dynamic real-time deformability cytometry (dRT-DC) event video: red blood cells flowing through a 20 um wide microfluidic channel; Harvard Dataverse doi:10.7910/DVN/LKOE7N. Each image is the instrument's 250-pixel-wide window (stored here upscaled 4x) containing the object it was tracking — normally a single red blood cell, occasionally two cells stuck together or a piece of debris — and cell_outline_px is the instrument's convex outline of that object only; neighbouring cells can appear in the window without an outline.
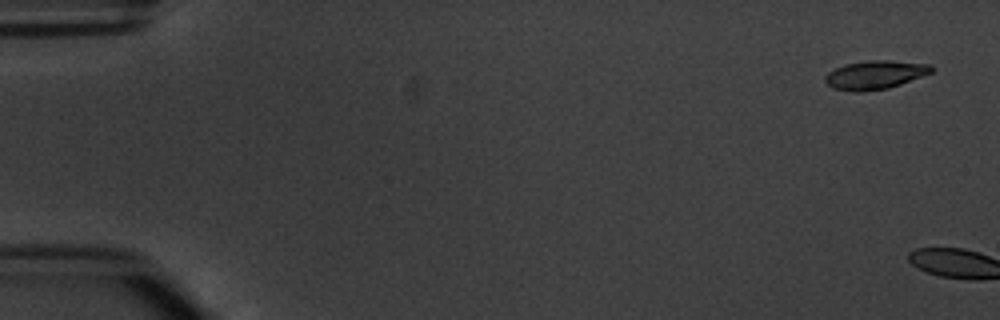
{"species": "common noctule bat (a hibernating species)", "species_latin": "Nyctalus noctula", "temperature_condition": "warm", "stored_images_in_passage": 6, "camera_frame_rate_fps": 3000, "um_per_image_px": 0.085, "animal": {"sex": "male", "body_mass_g": 20.1, "forearm_length_mm": 53.5}, "frame": {"image": 1, "passage_image": 1, "time_ms": 0.0, "image_size_px": [1000, 320], "cell_outline_px": [[936, 68], [932, 72], [900, 84], [888, 88], [864, 92], [852, 92], [832, 88], [824, 80], [824, 76], [828, 72], [844, 64], [868, 60], [888, 60], [932, 64]], "centroid_in_image_um": [74.38, 6.36], "position_along_channel_um": 10.6, "area_um2": 17.92}}
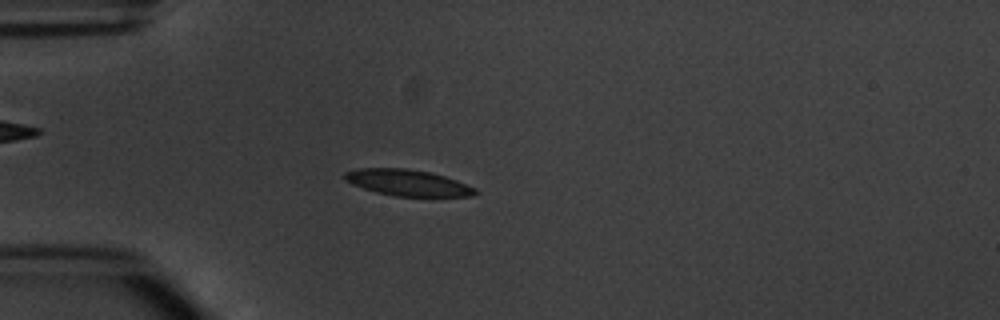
{"frame": {"image": 2, "passage_image": 5, "time_ms": 5.667, "image_size_px": [1000, 320], "cell_outline_px": [[480, 192], [472, 196], [396, 196], [376, 192], [352, 184], [344, 180], [344, 172], [356, 168], [408, 168], [432, 172], [456, 180], [476, 188]], "centroid_in_image_um": [34.65, 15.52], "position_along_channel_um": 50.3, "area_um2": 20.06}}